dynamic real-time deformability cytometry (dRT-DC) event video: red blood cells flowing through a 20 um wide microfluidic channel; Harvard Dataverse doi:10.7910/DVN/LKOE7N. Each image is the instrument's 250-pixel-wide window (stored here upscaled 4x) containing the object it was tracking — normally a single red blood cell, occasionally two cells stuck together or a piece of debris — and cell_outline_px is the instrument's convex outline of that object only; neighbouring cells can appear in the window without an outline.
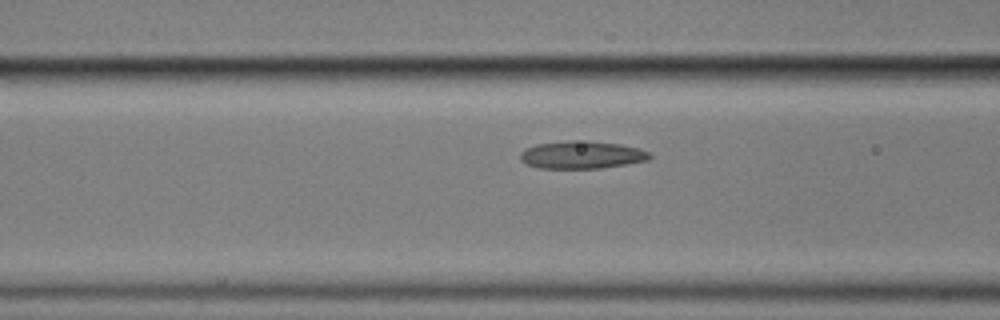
{"species": "common noctule bat (a hibernating species)", "species_latin": "Nyctalus noctula", "temperature_condition": "cold", "stored_images_in_passage": 9, "camera_frame_rate_fps": 3000, "um_per_image_px": 0.085, "animal": {"sex": "male", "body_mass_g": 17.9}, "frame": {"image": 1, "passage_image": 7, "time_ms": 8.333, "image_size_px": [1000, 320], "cell_outline_px": [[652, 156], [648, 160], [600, 168], [540, 168], [528, 164], [520, 160], [520, 152], [524, 148], [536, 144], [568, 140], [588, 140], [620, 144], [636, 148], [648, 152]], "centroid_in_image_um": [49.4, 13.15], "position_along_channel_um": 117.2, "area_um2": 20.81}}
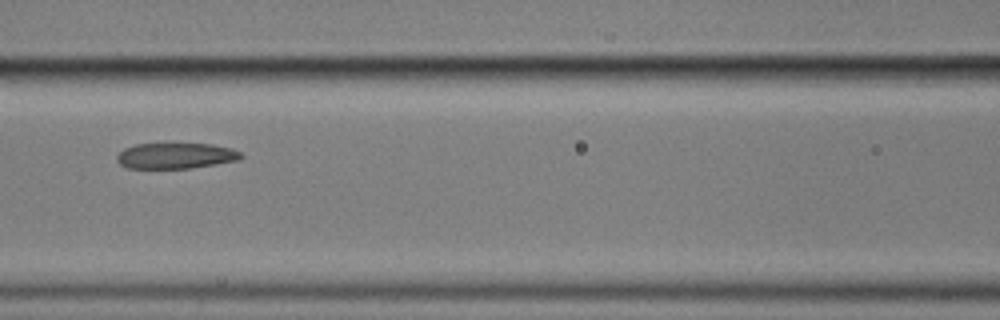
{"frame": {"image": 2, "passage_image": 8, "time_ms": 9.333, "image_size_px": [1000, 320], "cell_outline_px": [[244, 156], [240, 160], [216, 164], [188, 168], [128, 168], [120, 164], [116, 160], [116, 156], [124, 148], [136, 144], [212, 144], [232, 148], [240, 152]], "centroid_in_image_um": [14.95, 13.24], "position_along_channel_um": 151.6, "area_um2": 18.61}}
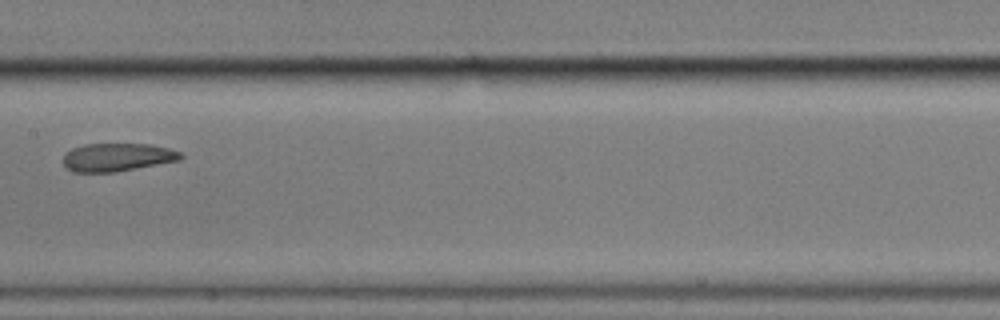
{"frame": {"image": 3, "passage_image": 9, "time_ms": 10.667, "image_size_px": [1000, 320], "cell_outline_px": [[184, 156], [180, 160], [116, 172], [72, 172], [64, 164], [64, 156], [72, 148], [84, 144], [148, 144], [168, 148], [180, 152]], "centroid_in_image_um": [9.98, 13.37], "position_along_channel_um": 197.4, "area_um2": 19.13}}